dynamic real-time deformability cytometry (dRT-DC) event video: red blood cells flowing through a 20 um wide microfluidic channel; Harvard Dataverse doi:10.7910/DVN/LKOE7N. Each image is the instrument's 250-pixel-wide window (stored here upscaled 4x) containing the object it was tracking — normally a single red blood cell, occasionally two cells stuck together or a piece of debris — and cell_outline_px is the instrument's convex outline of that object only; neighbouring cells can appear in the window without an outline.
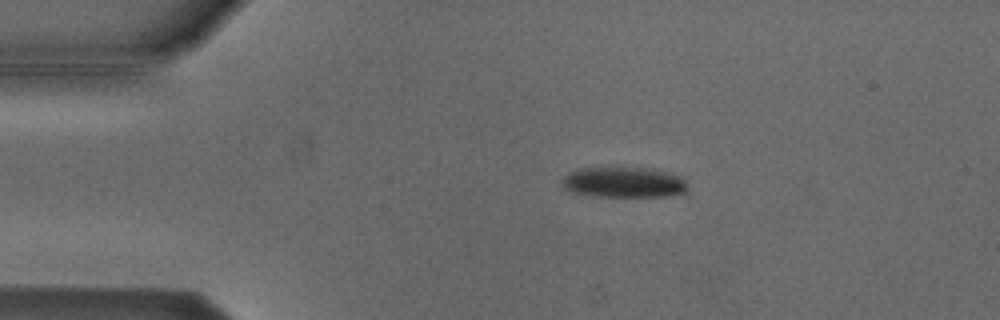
{"species": "Egyptian fruit bat (a non-hibernating species)", "species_latin": "Rousettus aegyptiacus", "temperature_condition": "cold", "stored_images_in_passage": 5, "camera_frame_rate_fps": 3000, "um_per_image_px": 0.085, "animal": {"sex": "male"}, "frame": {"image": 1, "passage_image": 2, "time_ms": 0.333, "image_size_px": [1000, 320], "cell_outline_px": [[688, 196], [596, 196], [572, 192], [564, 188], [560, 180], [568, 172], [580, 168], [652, 168], [680, 176], [684, 180], [688, 188]], "centroid_in_image_um": [53.08, 15.51], "position_along_channel_um": 31.9, "area_um2": 22.66}}